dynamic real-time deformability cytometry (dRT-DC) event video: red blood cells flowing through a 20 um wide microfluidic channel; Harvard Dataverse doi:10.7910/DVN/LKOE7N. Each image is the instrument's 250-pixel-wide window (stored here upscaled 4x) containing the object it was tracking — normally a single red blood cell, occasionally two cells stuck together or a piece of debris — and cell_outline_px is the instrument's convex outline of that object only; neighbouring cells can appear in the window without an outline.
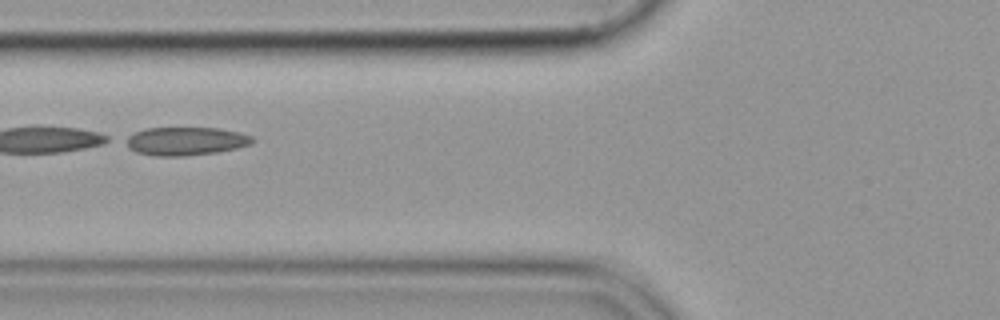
{"species": "common noctule bat (a hibernating species)", "species_latin": "Nyctalus noctula", "temperature_condition": "cold", "stored_images_in_passage": 40, "camera_frame_rate_fps": 3000, "um_per_image_px": 0.085, "animal": {"sex": "female", "body_mass_g": 19.9}, "frame": {"image": 1, "passage_image": 8, "time_ms": 2.333, "image_size_px": [1000, 320], "cell_outline_px": [[256, 140], [252, 144], [236, 148], [216, 152], [184, 156], [156, 156], [136, 152], [128, 148], [120, 140], [136, 132], [148, 128], [220, 128], [240, 132], [252, 136]], "centroid_in_image_um": [15.76, 12.0], "position_along_channel_um": 110.0, "area_um2": 21.1}}